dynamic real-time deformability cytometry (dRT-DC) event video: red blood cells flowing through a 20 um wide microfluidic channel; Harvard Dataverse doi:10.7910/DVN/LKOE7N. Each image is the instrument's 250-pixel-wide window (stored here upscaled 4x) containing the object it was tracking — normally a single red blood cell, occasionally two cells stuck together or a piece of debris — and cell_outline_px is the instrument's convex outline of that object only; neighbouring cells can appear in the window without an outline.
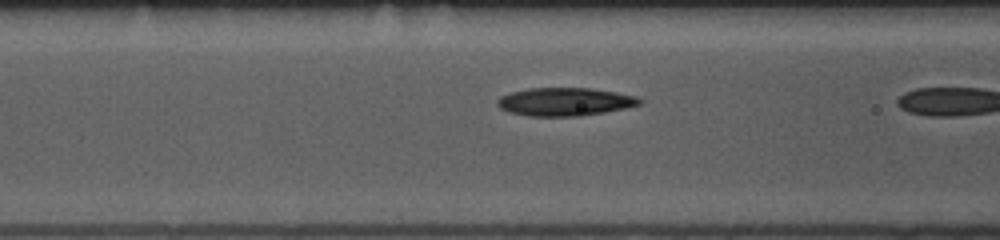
{"species": "common noctule bat (a hibernating species)", "species_latin": "Nyctalus noctula", "temperature_condition": "room temperature", "stored_images_in_passage": 16, "camera_frame_rate_fps": 3000, "um_per_image_px": 0.085, "animal": {"sex": "female", "body_mass_g": 10.0, "forearm_length_mm": 53.1}, "frame": {"image": 1, "passage_image": 15, "time_ms": 4.667, "image_size_px": [1000, 240], "cell_outline_px": [[644, 100], [640, 104], [624, 108], [604, 112], [580, 116], [528, 116], [508, 112], [500, 108], [496, 104], [496, 100], [500, 96], [512, 92], [528, 88], [592, 88], [616, 92], [636, 96]], "centroid_in_image_um": [47.99, 8.65], "position_along_channel_um": 118.6, "area_um2": 23.41}}